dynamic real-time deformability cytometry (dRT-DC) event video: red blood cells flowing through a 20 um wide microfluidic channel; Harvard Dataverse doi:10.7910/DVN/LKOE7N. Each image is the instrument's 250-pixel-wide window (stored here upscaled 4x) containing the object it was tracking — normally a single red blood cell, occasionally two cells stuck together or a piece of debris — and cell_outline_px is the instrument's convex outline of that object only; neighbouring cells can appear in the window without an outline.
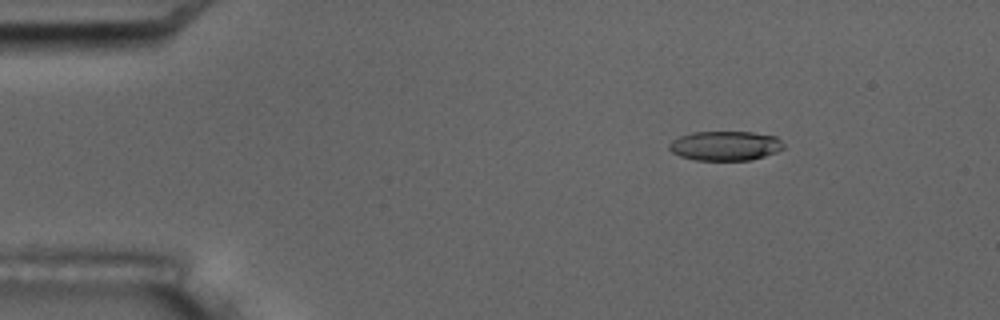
{"species": "common noctule bat (a hibernating species)", "species_latin": "Nyctalus noctula", "temperature_condition": "room temperature", "stored_images_in_passage": 5, "camera_frame_rate_fps": 3000, "um_per_image_px": 0.085, "animal": {"sex": "male", "body_mass_g": 17.5, "forearm_length_mm": 52.3}, "frame": {"image": 1, "passage_image": 3, "time_ms": 2.0, "image_size_px": [1000, 320], "cell_outline_px": [[784, 148], [776, 152], [752, 160], [696, 160], [680, 156], [672, 152], [668, 148], [668, 144], [672, 140], [680, 136], [692, 132], [752, 132], [776, 136], [784, 144]], "centroid_in_image_um": [61.64, 12.39], "position_along_channel_um": 23.4, "area_um2": 19.71}}
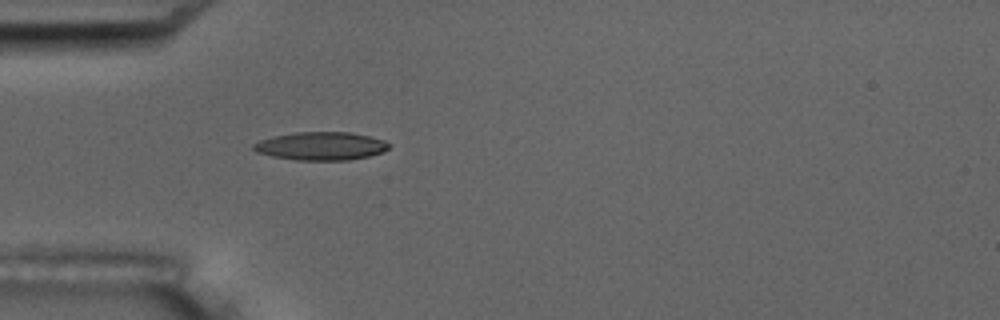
{"frame": {"image": 2, "passage_image": 5, "time_ms": 5.0, "image_size_px": [1000, 320], "cell_outline_px": [[392, 144], [384, 152], [368, 156], [348, 160], [296, 160], [272, 156], [256, 152], [252, 148], [252, 144], [260, 140], [272, 136], [296, 132], [348, 132], [368, 136], [384, 140]], "centroid_in_image_um": [27.27, 12.41], "position_along_channel_um": 57.7, "area_um2": 22.31}}